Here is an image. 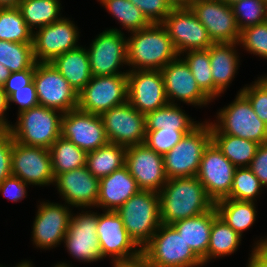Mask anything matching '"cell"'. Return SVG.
Returning a JSON list of instances; mask_svg holds the SVG:
<instances>
[{
    "mask_svg": "<svg viewBox=\"0 0 267 267\" xmlns=\"http://www.w3.org/2000/svg\"><path fill=\"white\" fill-rule=\"evenodd\" d=\"M159 198L161 224L166 225L198 216L215 206L196 176L168 179Z\"/></svg>",
    "mask_w": 267,
    "mask_h": 267,
    "instance_id": "6da1fadb",
    "label": "cell"
},
{
    "mask_svg": "<svg viewBox=\"0 0 267 267\" xmlns=\"http://www.w3.org/2000/svg\"><path fill=\"white\" fill-rule=\"evenodd\" d=\"M129 36L126 50L129 71H160L179 56L166 28L161 23H151L144 29L131 32Z\"/></svg>",
    "mask_w": 267,
    "mask_h": 267,
    "instance_id": "7a4b0ae2",
    "label": "cell"
},
{
    "mask_svg": "<svg viewBox=\"0 0 267 267\" xmlns=\"http://www.w3.org/2000/svg\"><path fill=\"white\" fill-rule=\"evenodd\" d=\"M134 243L142 250L161 226L159 193L140 190L115 211Z\"/></svg>",
    "mask_w": 267,
    "mask_h": 267,
    "instance_id": "3957f363",
    "label": "cell"
},
{
    "mask_svg": "<svg viewBox=\"0 0 267 267\" xmlns=\"http://www.w3.org/2000/svg\"><path fill=\"white\" fill-rule=\"evenodd\" d=\"M63 113L41 105L22 111L9 126L13 140L27 146L50 149L61 137Z\"/></svg>",
    "mask_w": 267,
    "mask_h": 267,
    "instance_id": "277c9868",
    "label": "cell"
},
{
    "mask_svg": "<svg viewBox=\"0 0 267 267\" xmlns=\"http://www.w3.org/2000/svg\"><path fill=\"white\" fill-rule=\"evenodd\" d=\"M212 141L211 122L204 121L185 134L173 149L163 156L168 179L193 177L199 170L204 150Z\"/></svg>",
    "mask_w": 267,
    "mask_h": 267,
    "instance_id": "5b68a950",
    "label": "cell"
},
{
    "mask_svg": "<svg viewBox=\"0 0 267 267\" xmlns=\"http://www.w3.org/2000/svg\"><path fill=\"white\" fill-rule=\"evenodd\" d=\"M142 255L152 267H202V260L193 252L181 234L172 226L161 224Z\"/></svg>",
    "mask_w": 267,
    "mask_h": 267,
    "instance_id": "8992f818",
    "label": "cell"
},
{
    "mask_svg": "<svg viewBox=\"0 0 267 267\" xmlns=\"http://www.w3.org/2000/svg\"><path fill=\"white\" fill-rule=\"evenodd\" d=\"M216 122H211L221 133L244 138L258 144L267 143V125L255 114L248 98L238 91L235 99L220 108Z\"/></svg>",
    "mask_w": 267,
    "mask_h": 267,
    "instance_id": "52a82bcc",
    "label": "cell"
},
{
    "mask_svg": "<svg viewBox=\"0 0 267 267\" xmlns=\"http://www.w3.org/2000/svg\"><path fill=\"white\" fill-rule=\"evenodd\" d=\"M126 50L127 37L120 29L110 28L98 34L87 47L92 76L127 75L129 70H119L127 65Z\"/></svg>",
    "mask_w": 267,
    "mask_h": 267,
    "instance_id": "ba28073f",
    "label": "cell"
},
{
    "mask_svg": "<svg viewBox=\"0 0 267 267\" xmlns=\"http://www.w3.org/2000/svg\"><path fill=\"white\" fill-rule=\"evenodd\" d=\"M127 96V75L92 76L78 93L77 108L101 116L112 107L126 103Z\"/></svg>",
    "mask_w": 267,
    "mask_h": 267,
    "instance_id": "9c48e42d",
    "label": "cell"
},
{
    "mask_svg": "<svg viewBox=\"0 0 267 267\" xmlns=\"http://www.w3.org/2000/svg\"><path fill=\"white\" fill-rule=\"evenodd\" d=\"M33 81L39 105L63 114L77 108L78 93L50 62H36Z\"/></svg>",
    "mask_w": 267,
    "mask_h": 267,
    "instance_id": "30bf717a",
    "label": "cell"
},
{
    "mask_svg": "<svg viewBox=\"0 0 267 267\" xmlns=\"http://www.w3.org/2000/svg\"><path fill=\"white\" fill-rule=\"evenodd\" d=\"M33 221L32 241L38 249H53L63 243L70 224L72 209L65 204L40 202Z\"/></svg>",
    "mask_w": 267,
    "mask_h": 267,
    "instance_id": "8fae6325",
    "label": "cell"
},
{
    "mask_svg": "<svg viewBox=\"0 0 267 267\" xmlns=\"http://www.w3.org/2000/svg\"><path fill=\"white\" fill-rule=\"evenodd\" d=\"M101 118L110 143L129 147L145 142V114L138 112L128 101L107 110Z\"/></svg>",
    "mask_w": 267,
    "mask_h": 267,
    "instance_id": "7c38bea8",
    "label": "cell"
},
{
    "mask_svg": "<svg viewBox=\"0 0 267 267\" xmlns=\"http://www.w3.org/2000/svg\"><path fill=\"white\" fill-rule=\"evenodd\" d=\"M11 168L12 175L29 186L54 184L55 176L49 149L27 146L13 140Z\"/></svg>",
    "mask_w": 267,
    "mask_h": 267,
    "instance_id": "4fadbf2b",
    "label": "cell"
},
{
    "mask_svg": "<svg viewBox=\"0 0 267 267\" xmlns=\"http://www.w3.org/2000/svg\"><path fill=\"white\" fill-rule=\"evenodd\" d=\"M97 223V212L82 210L81 213L76 215L72 213L63 242L67 252L74 259L85 263L104 259L96 233Z\"/></svg>",
    "mask_w": 267,
    "mask_h": 267,
    "instance_id": "5bb4252c",
    "label": "cell"
},
{
    "mask_svg": "<svg viewBox=\"0 0 267 267\" xmlns=\"http://www.w3.org/2000/svg\"><path fill=\"white\" fill-rule=\"evenodd\" d=\"M161 24L179 56L190 50L208 49L213 44L206 28L190 8H173Z\"/></svg>",
    "mask_w": 267,
    "mask_h": 267,
    "instance_id": "9a60e30c",
    "label": "cell"
},
{
    "mask_svg": "<svg viewBox=\"0 0 267 267\" xmlns=\"http://www.w3.org/2000/svg\"><path fill=\"white\" fill-rule=\"evenodd\" d=\"M70 18L62 17L33 32V55L36 62H51L64 52L79 46V30Z\"/></svg>",
    "mask_w": 267,
    "mask_h": 267,
    "instance_id": "2e32d148",
    "label": "cell"
},
{
    "mask_svg": "<svg viewBox=\"0 0 267 267\" xmlns=\"http://www.w3.org/2000/svg\"><path fill=\"white\" fill-rule=\"evenodd\" d=\"M235 169L236 167L211 141L204 150L196 177L214 203L229 196Z\"/></svg>",
    "mask_w": 267,
    "mask_h": 267,
    "instance_id": "e0dca14e",
    "label": "cell"
},
{
    "mask_svg": "<svg viewBox=\"0 0 267 267\" xmlns=\"http://www.w3.org/2000/svg\"><path fill=\"white\" fill-rule=\"evenodd\" d=\"M96 233L102 257H111L112 263L130 260L142 254V250L130 238L122 219L115 211L98 213Z\"/></svg>",
    "mask_w": 267,
    "mask_h": 267,
    "instance_id": "ac0fdd59",
    "label": "cell"
},
{
    "mask_svg": "<svg viewBox=\"0 0 267 267\" xmlns=\"http://www.w3.org/2000/svg\"><path fill=\"white\" fill-rule=\"evenodd\" d=\"M61 137L87 153L109 142L101 116L82 111L79 108L63 114Z\"/></svg>",
    "mask_w": 267,
    "mask_h": 267,
    "instance_id": "d6986e66",
    "label": "cell"
},
{
    "mask_svg": "<svg viewBox=\"0 0 267 267\" xmlns=\"http://www.w3.org/2000/svg\"><path fill=\"white\" fill-rule=\"evenodd\" d=\"M189 8L206 28L213 43H237L240 37L232 7L222 0L191 3Z\"/></svg>",
    "mask_w": 267,
    "mask_h": 267,
    "instance_id": "ffe728a7",
    "label": "cell"
},
{
    "mask_svg": "<svg viewBox=\"0 0 267 267\" xmlns=\"http://www.w3.org/2000/svg\"><path fill=\"white\" fill-rule=\"evenodd\" d=\"M127 79V101L138 112L146 115L169 103L161 71L131 70L127 73Z\"/></svg>",
    "mask_w": 267,
    "mask_h": 267,
    "instance_id": "44dd1931",
    "label": "cell"
},
{
    "mask_svg": "<svg viewBox=\"0 0 267 267\" xmlns=\"http://www.w3.org/2000/svg\"><path fill=\"white\" fill-rule=\"evenodd\" d=\"M125 166L141 190L159 193L168 180L163 156L145 143L127 147Z\"/></svg>",
    "mask_w": 267,
    "mask_h": 267,
    "instance_id": "7402d4cb",
    "label": "cell"
},
{
    "mask_svg": "<svg viewBox=\"0 0 267 267\" xmlns=\"http://www.w3.org/2000/svg\"><path fill=\"white\" fill-rule=\"evenodd\" d=\"M168 102L207 106L212 100L199 88L186 62L178 56L161 70Z\"/></svg>",
    "mask_w": 267,
    "mask_h": 267,
    "instance_id": "603a6c76",
    "label": "cell"
},
{
    "mask_svg": "<svg viewBox=\"0 0 267 267\" xmlns=\"http://www.w3.org/2000/svg\"><path fill=\"white\" fill-rule=\"evenodd\" d=\"M53 185L56 186L64 203L72 206L71 208H96L99 178L94 177L87 166L58 174Z\"/></svg>",
    "mask_w": 267,
    "mask_h": 267,
    "instance_id": "cb8c5ba5",
    "label": "cell"
},
{
    "mask_svg": "<svg viewBox=\"0 0 267 267\" xmlns=\"http://www.w3.org/2000/svg\"><path fill=\"white\" fill-rule=\"evenodd\" d=\"M140 190L127 167L123 166L110 175L99 179V195L96 207L103 209V211H116Z\"/></svg>",
    "mask_w": 267,
    "mask_h": 267,
    "instance_id": "d4e9b609",
    "label": "cell"
},
{
    "mask_svg": "<svg viewBox=\"0 0 267 267\" xmlns=\"http://www.w3.org/2000/svg\"><path fill=\"white\" fill-rule=\"evenodd\" d=\"M237 43H213L209 51L213 78V100L221 96L232 83L239 67Z\"/></svg>",
    "mask_w": 267,
    "mask_h": 267,
    "instance_id": "484cf974",
    "label": "cell"
},
{
    "mask_svg": "<svg viewBox=\"0 0 267 267\" xmlns=\"http://www.w3.org/2000/svg\"><path fill=\"white\" fill-rule=\"evenodd\" d=\"M218 215L214 206L198 216L176 221L172 226L181 234L186 244L202 260L207 255L213 219Z\"/></svg>",
    "mask_w": 267,
    "mask_h": 267,
    "instance_id": "4316f807",
    "label": "cell"
},
{
    "mask_svg": "<svg viewBox=\"0 0 267 267\" xmlns=\"http://www.w3.org/2000/svg\"><path fill=\"white\" fill-rule=\"evenodd\" d=\"M72 88L79 93L91 80L92 72L87 48L80 46L64 52L50 62Z\"/></svg>",
    "mask_w": 267,
    "mask_h": 267,
    "instance_id": "83f0119b",
    "label": "cell"
},
{
    "mask_svg": "<svg viewBox=\"0 0 267 267\" xmlns=\"http://www.w3.org/2000/svg\"><path fill=\"white\" fill-rule=\"evenodd\" d=\"M212 141L235 167H249L260 144L221 133L211 123Z\"/></svg>",
    "mask_w": 267,
    "mask_h": 267,
    "instance_id": "f1b7e54d",
    "label": "cell"
},
{
    "mask_svg": "<svg viewBox=\"0 0 267 267\" xmlns=\"http://www.w3.org/2000/svg\"><path fill=\"white\" fill-rule=\"evenodd\" d=\"M215 207L218 216L241 236L256 221L257 211L255 202L225 198L217 201Z\"/></svg>",
    "mask_w": 267,
    "mask_h": 267,
    "instance_id": "f546056e",
    "label": "cell"
},
{
    "mask_svg": "<svg viewBox=\"0 0 267 267\" xmlns=\"http://www.w3.org/2000/svg\"><path fill=\"white\" fill-rule=\"evenodd\" d=\"M126 149L122 145L108 142L100 148L88 152L86 166L96 178L110 175L125 166Z\"/></svg>",
    "mask_w": 267,
    "mask_h": 267,
    "instance_id": "4dcf8cb0",
    "label": "cell"
},
{
    "mask_svg": "<svg viewBox=\"0 0 267 267\" xmlns=\"http://www.w3.org/2000/svg\"><path fill=\"white\" fill-rule=\"evenodd\" d=\"M241 241L242 236L217 215L213 219L207 255L202 259L203 264H207L211 259L233 254Z\"/></svg>",
    "mask_w": 267,
    "mask_h": 267,
    "instance_id": "1f68e13d",
    "label": "cell"
},
{
    "mask_svg": "<svg viewBox=\"0 0 267 267\" xmlns=\"http://www.w3.org/2000/svg\"><path fill=\"white\" fill-rule=\"evenodd\" d=\"M146 131L158 129L193 130L200 122L194 121L180 106L168 103L145 115Z\"/></svg>",
    "mask_w": 267,
    "mask_h": 267,
    "instance_id": "d6a6232c",
    "label": "cell"
},
{
    "mask_svg": "<svg viewBox=\"0 0 267 267\" xmlns=\"http://www.w3.org/2000/svg\"><path fill=\"white\" fill-rule=\"evenodd\" d=\"M17 8L33 32L62 18L60 0H21Z\"/></svg>",
    "mask_w": 267,
    "mask_h": 267,
    "instance_id": "836d02e7",
    "label": "cell"
},
{
    "mask_svg": "<svg viewBox=\"0 0 267 267\" xmlns=\"http://www.w3.org/2000/svg\"><path fill=\"white\" fill-rule=\"evenodd\" d=\"M49 150L55 177L58 174L86 166L87 152L67 139L59 137Z\"/></svg>",
    "mask_w": 267,
    "mask_h": 267,
    "instance_id": "e575fe53",
    "label": "cell"
},
{
    "mask_svg": "<svg viewBox=\"0 0 267 267\" xmlns=\"http://www.w3.org/2000/svg\"><path fill=\"white\" fill-rule=\"evenodd\" d=\"M0 64L11 73L35 69L32 43H16L0 40Z\"/></svg>",
    "mask_w": 267,
    "mask_h": 267,
    "instance_id": "d590c367",
    "label": "cell"
},
{
    "mask_svg": "<svg viewBox=\"0 0 267 267\" xmlns=\"http://www.w3.org/2000/svg\"><path fill=\"white\" fill-rule=\"evenodd\" d=\"M98 1L130 33L144 29L151 24L141 10L132 4L130 0Z\"/></svg>",
    "mask_w": 267,
    "mask_h": 267,
    "instance_id": "8d00e7d4",
    "label": "cell"
},
{
    "mask_svg": "<svg viewBox=\"0 0 267 267\" xmlns=\"http://www.w3.org/2000/svg\"><path fill=\"white\" fill-rule=\"evenodd\" d=\"M0 40L33 43V31L25 23L17 7L0 8Z\"/></svg>",
    "mask_w": 267,
    "mask_h": 267,
    "instance_id": "74e56055",
    "label": "cell"
},
{
    "mask_svg": "<svg viewBox=\"0 0 267 267\" xmlns=\"http://www.w3.org/2000/svg\"><path fill=\"white\" fill-rule=\"evenodd\" d=\"M181 55L199 88L213 101V78L209 51L207 49L190 50Z\"/></svg>",
    "mask_w": 267,
    "mask_h": 267,
    "instance_id": "f35d334b",
    "label": "cell"
},
{
    "mask_svg": "<svg viewBox=\"0 0 267 267\" xmlns=\"http://www.w3.org/2000/svg\"><path fill=\"white\" fill-rule=\"evenodd\" d=\"M262 185L249 167H236L228 199L257 202ZM256 197V198H255Z\"/></svg>",
    "mask_w": 267,
    "mask_h": 267,
    "instance_id": "ab89813d",
    "label": "cell"
},
{
    "mask_svg": "<svg viewBox=\"0 0 267 267\" xmlns=\"http://www.w3.org/2000/svg\"><path fill=\"white\" fill-rule=\"evenodd\" d=\"M231 7L240 31L267 21V3L264 0H240Z\"/></svg>",
    "mask_w": 267,
    "mask_h": 267,
    "instance_id": "60d3db41",
    "label": "cell"
},
{
    "mask_svg": "<svg viewBox=\"0 0 267 267\" xmlns=\"http://www.w3.org/2000/svg\"><path fill=\"white\" fill-rule=\"evenodd\" d=\"M238 44L246 52L267 59V21L241 30Z\"/></svg>",
    "mask_w": 267,
    "mask_h": 267,
    "instance_id": "b9f144b4",
    "label": "cell"
},
{
    "mask_svg": "<svg viewBox=\"0 0 267 267\" xmlns=\"http://www.w3.org/2000/svg\"><path fill=\"white\" fill-rule=\"evenodd\" d=\"M192 130L158 129L146 131L145 144L156 153L164 156Z\"/></svg>",
    "mask_w": 267,
    "mask_h": 267,
    "instance_id": "7bdbcfd3",
    "label": "cell"
},
{
    "mask_svg": "<svg viewBox=\"0 0 267 267\" xmlns=\"http://www.w3.org/2000/svg\"><path fill=\"white\" fill-rule=\"evenodd\" d=\"M240 91L248 98L258 118L267 125V75L258 77Z\"/></svg>",
    "mask_w": 267,
    "mask_h": 267,
    "instance_id": "ee69618b",
    "label": "cell"
},
{
    "mask_svg": "<svg viewBox=\"0 0 267 267\" xmlns=\"http://www.w3.org/2000/svg\"><path fill=\"white\" fill-rule=\"evenodd\" d=\"M150 23H162L173 9L166 0H130Z\"/></svg>",
    "mask_w": 267,
    "mask_h": 267,
    "instance_id": "f6af8a7d",
    "label": "cell"
},
{
    "mask_svg": "<svg viewBox=\"0 0 267 267\" xmlns=\"http://www.w3.org/2000/svg\"><path fill=\"white\" fill-rule=\"evenodd\" d=\"M9 108L11 103H15L18 105V113L22 111L28 110L32 107L38 106V97L35 89L34 81H32L29 85L16 89L14 93H12L9 97Z\"/></svg>",
    "mask_w": 267,
    "mask_h": 267,
    "instance_id": "bcb514c9",
    "label": "cell"
},
{
    "mask_svg": "<svg viewBox=\"0 0 267 267\" xmlns=\"http://www.w3.org/2000/svg\"><path fill=\"white\" fill-rule=\"evenodd\" d=\"M28 185V183H24L18 177L11 175L0 184V193L10 201L20 202L27 197L26 187Z\"/></svg>",
    "mask_w": 267,
    "mask_h": 267,
    "instance_id": "7dc6e473",
    "label": "cell"
},
{
    "mask_svg": "<svg viewBox=\"0 0 267 267\" xmlns=\"http://www.w3.org/2000/svg\"><path fill=\"white\" fill-rule=\"evenodd\" d=\"M13 137L8 130L4 135L0 136V184L2 181L12 175Z\"/></svg>",
    "mask_w": 267,
    "mask_h": 267,
    "instance_id": "c3c4849f",
    "label": "cell"
},
{
    "mask_svg": "<svg viewBox=\"0 0 267 267\" xmlns=\"http://www.w3.org/2000/svg\"><path fill=\"white\" fill-rule=\"evenodd\" d=\"M249 168L259 179L263 188H267V143L260 144Z\"/></svg>",
    "mask_w": 267,
    "mask_h": 267,
    "instance_id": "681fc988",
    "label": "cell"
},
{
    "mask_svg": "<svg viewBox=\"0 0 267 267\" xmlns=\"http://www.w3.org/2000/svg\"><path fill=\"white\" fill-rule=\"evenodd\" d=\"M35 69H26L19 72L11 73L9 78L2 86L3 91L9 97L16 89L23 88L33 81Z\"/></svg>",
    "mask_w": 267,
    "mask_h": 267,
    "instance_id": "f907efd6",
    "label": "cell"
},
{
    "mask_svg": "<svg viewBox=\"0 0 267 267\" xmlns=\"http://www.w3.org/2000/svg\"><path fill=\"white\" fill-rule=\"evenodd\" d=\"M112 264L113 267H152L150 262L142 254L136 258L116 261Z\"/></svg>",
    "mask_w": 267,
    "mask_h": 267,
    "instance_id": "816d5d0a",
    "label": "cell"
},
{
    "mask_svg": "<svg viewBox=\"0 0 267 267\" xmlns=\"http://www.w3.org/2000/svg\"><path fill=\"white\" fill-rule=\"evenodd\" d=\"M250 252L246 267H267V258L260 251L252 248Z\"/></svg>",
    "mask_w": 267,
    "mask_h": 267,
    "instance_id": "f5cc1de1",
    "label": "cell"
},
{
    "mask_svg": "<svg viewBox=\"0 0 267 267\" xmlns=\"http://www.w3.org/2000/svg\"><path fill=\"white\" fill-rule=\"evenodd\" d=\"M9 109V99L7 94L3 91L2 87H0V118L8 125L10 126V121H8V118L6 119L7 115L6 111Z\"/></svg>",
    "mask_w": 267,
    "mask_h": 267,
    "instance_id": "db71d44e",
    "label": "cell"
},
{
    "mask_svg": "<svg viewBox=\"0 0 267 267\" xmlns=\"http://www.w3.org/2000/svg\"><path fill=\"white\" fill-rule=\"evenodd\" d=\"M253 246V248H256L267 258V237H264V239L261 238L260 240H257V242H255Z\"/></svg>",
    "mask_w": 267,
    "mask_h": 267,
    "instance_id": "11a10c76",
    "label": "cell"
},
{
    "mask_svg": "<svg viewBox=\"0 0 267 267\" xmlns=\"http://www.w3.org/2000/svg\"><path fill=\"white\" fill-rule=\"evenodd\" d=\"M172 8H189L190 0H166Z\"/></svg>",
    "mask_w": 267,
    "mask_h": 267,
    "instance_id": "9f6ffc18",
    "label": "cell"
},
{
    "mask_svg": "<svg viewBox=\"0 0 267 267\" xmlns=\"http://www.w3.org/2000/svg\"><path fill=\"white\" fill-rule=\"evenodd\" d=\"M11 72L4 65L0 64V87H2L5 81L9 78Z\"/></svg>",
    "mask_w": 267,
    "mask_h": 267,
    "instance_id": "6f0895ef",
    "label": "cell"
},
{
    "mask_svg": "<svg viewBox=\"0 0 267 267\" xmlns=\"http://www.w3.org/2000/svg\"><path fill=\"white\" fill-rule=\"evenodd\" d=\"M21 0H0V8H14L18 7Z\"/></svg>",
    "mask_w": 267,
    "mask_h": 267,
    "instance_id": "680465c9",
    "label": "cell"
},
{
    "mask_svg": "<svg viewBox=\"0 0 267 267\" xmlns=\"http://www.w3.org/2000/svg\"><path fill=\"white\" fill-rule=\"evenodd\" d=\"M9 130V126L0 118V136Z\"/></svg>",
    "mask_w": 267,
    "mask_h": 267,
    "instance_id": "91938a15",
    "label": "cell"
},
{
    "mask_svg": "<svg viewBox=\"0 0 267 267\" xmlns=\"http://www.w3.org/2000/svg\"><path fill=\"white\" fill-rule=\"evenodd\" d=\"M0 267H3V265H0ZM5 267V266H4ZM14 267H34L30 261L24 260L22 262H19Z\"/></svg>",
    "mask_w": 267,
    "mask_h": 267,
    "instance_id": "94428289",
    "label": "cell"
},
{
    "mask_svg": "<svg viewBox=\"0 0 267 267\" xmlns=\"http://www.w3.org/2000/svg\"><path fill=\"white\" fill-rule=\"evenodd\" d=\"M54 267H71V265L66 262H61V263H57L56 265H54Z\"/></svg>",
    "mask_w": 267,
    "mask_h": 267,
    "instance_id": "6125c7cd",
    "label": "cell"
},
{
    "mask_svg": "<svg viewBox=\"0 0 267 267\" xmlns=\"http://www.w3.org/2000/svg\"><path fill=\"white\" fill-rule=\"evenodd\" d=\"M222 1L231 6L232 4H234L235 2L240 1V0H222Z\"/></svg>",
    "mask_w": 267,
    "mask_h": 267,
    "instance_id": "be15d7a7",
    "label": "cell"
},
{
    "mask_svg": "<svg viewBox=\"0 0 267 267\" xmlns=\"http://www.w3.org/2000/svg\"><path fill=\"white\" fill-rule=\"evenodd\" d=\"M200 1H208V0H190V4L194 2H200Z\"/></svg>",
    "mask_w": 267,
    "mask_h": 267,
    "instance_id": "e7e4bbea",
    "label": "cell"
}]
</instances>
